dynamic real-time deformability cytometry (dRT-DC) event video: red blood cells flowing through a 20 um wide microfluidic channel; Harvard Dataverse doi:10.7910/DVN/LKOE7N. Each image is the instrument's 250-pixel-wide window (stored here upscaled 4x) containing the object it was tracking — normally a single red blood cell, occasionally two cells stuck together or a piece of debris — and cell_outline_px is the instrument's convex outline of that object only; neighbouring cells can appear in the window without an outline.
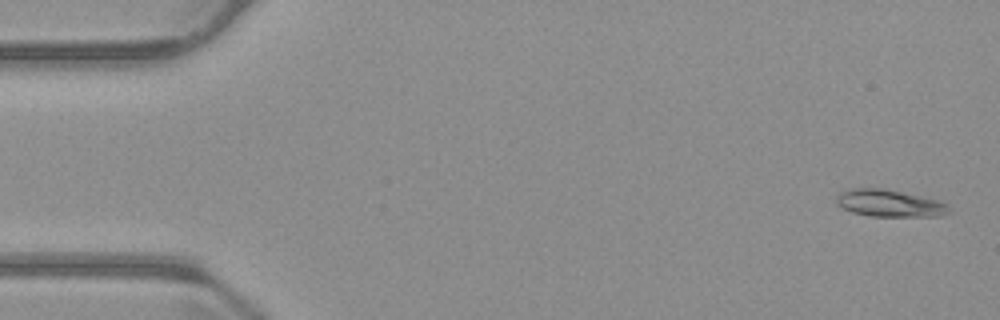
{"species": "common noctule bat (a hibernating species)", "species_latin": "Nyctalus noctula", "temperature_condition": "warm", "stored_images_in_passage": 56, "camera_frame_rate_fps": 3000, "um_per_image_px": 0.085, "animal": {"sex": "male", "body_mass_g": 23.1, "forearm_length_mm": 52.7}, "frame": {"image": 1, "passage_image": 2, "time_ms": 0.333, "image_size_px": [1000, 320], "cell_outline_px": [[952, 212], [940, 216], [868, 216], [852, 212], [836, 204], [836, 196], [840, 192], [848, 188], [884, 188], [940, 200], [948, 204]], "centroid_in_image_um": [75.63, 17.27], "position_along_channel_um": 9.4, "area_um2": 18.03}}
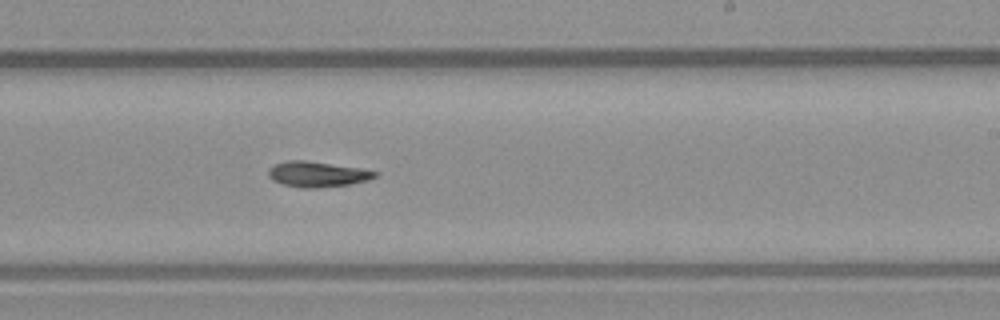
{"frame": {"image": 2, "passage_image": 33, "time_ms": 10.667, "image_size_px": [1000, 320], "cell_outline_px": [[376, 176], [368, 180], [348, 184], [316, 188], [300, 188], [284, 184], [272, 180], [268, 176], [268, 168], [276, 164], [288, 160], [304, 160], [360, 168], [376, 172]], "centroid_in_image_um": [26.92, 14.81], "position_along_channel_um": 262.1, "area_um2": 15.61}}
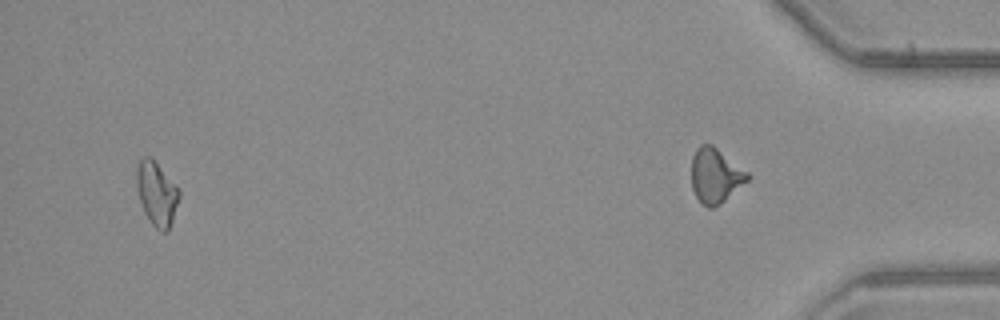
{"frame": {"image": 3, "passage_image": 53, "time_ms": 17.333, "image_size_px": [1000, 320], "cell_outline_px": [[180, 196], [168, 232], [160, 232], [152, 224], [144, 212], [136, 188], [136, 168], [140, 160], [144, 156], [148, 156], [180, 188]], "centroid_in_image_um": [13.32, 16.48], "position_along_channel_um": 421.9, "area_um2": 15.72}, "authors_computed_cell_mechanics": {"area_um2": 15.8372, "velocity_mm_per_s": 3.7301, "shape_relaxation_time_tau1_ms": null, "shape_relaxation_time_tau2_ms": 5.0235, "deformation_change_tau1": null, "deformation_change_tau2": 0.1112}}